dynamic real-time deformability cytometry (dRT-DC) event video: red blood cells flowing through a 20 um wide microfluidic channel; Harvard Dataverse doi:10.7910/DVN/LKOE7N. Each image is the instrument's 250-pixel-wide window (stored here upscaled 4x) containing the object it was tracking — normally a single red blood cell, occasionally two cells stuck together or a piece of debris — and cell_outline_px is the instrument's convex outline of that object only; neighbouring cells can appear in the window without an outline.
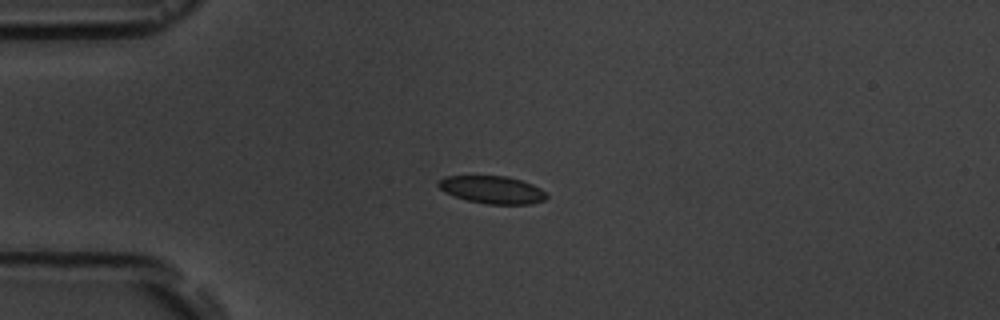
{"species": "common noctule bat (a hibernating species)", "species_latin": "Nyctalus noctula", "temperature_condition": "room temperature", "stored_images_in_passage": 7, "camera_frame_rate_fps": 3000, "um_per_image_px": 0.085, "animal": {"sex": "male", "body_mass_g": 19.5, "forearm_length_mm": 54.6}, "frame": {"image": 1, "passage_image": 4, "time_ms": 3.333, "image_size_px": [1000, 320], "cell_outline_px": [[548, 196], [544, 200], [532, 204], [488, 204], [468, 200], [444, 192], [436, 184], [444, 176], [508, 176], [532, 184], [540, 188]], "centroid_in_image_um": [41.84, 16.12], "position_along_channel_um": 43.2, "area_um2": 17.28}}
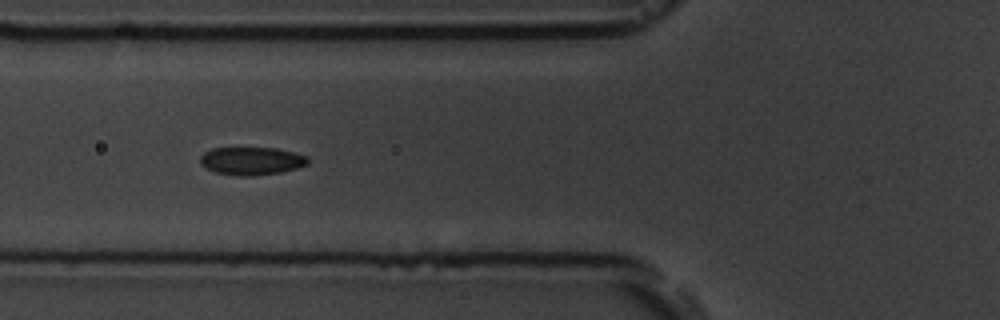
{"frame": {"image": 2, "passage_image": 6, "time_ms": 5.667, "image_size_px": [1000, 320], "cell_outline_px": [[308, 164], [296, 168], [280, 172], [252, 176], [240, 176], [216, 172], [200, 164], [200, 156], [204, 152], [212, 148], [276, 148], [308, 156]], "centroid_in_image_um": [21.37, 13.67], "position_along_channel_um": 104.4, "area_um2": 17.4}}
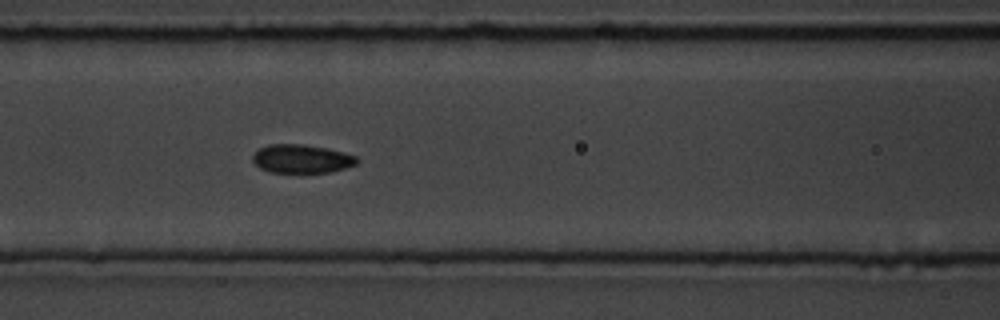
{"frame": {"image": 3, "passage_image": 7, "time_ms": 6.667, "image_size_px": [1000, 320], "cell_outline_px": [[360, 160], [356, 164], [332, 172], [272, 172], [260, 168], [252, 160], [252, 156], [260, 148], [268, 144], [300, 144], [324, 148], [344, 152], [356, 156]], "centroid_in_image_um": [25.65, 13.5], "position_along_channel_um": 141.0, "area_um2": 17.17}}